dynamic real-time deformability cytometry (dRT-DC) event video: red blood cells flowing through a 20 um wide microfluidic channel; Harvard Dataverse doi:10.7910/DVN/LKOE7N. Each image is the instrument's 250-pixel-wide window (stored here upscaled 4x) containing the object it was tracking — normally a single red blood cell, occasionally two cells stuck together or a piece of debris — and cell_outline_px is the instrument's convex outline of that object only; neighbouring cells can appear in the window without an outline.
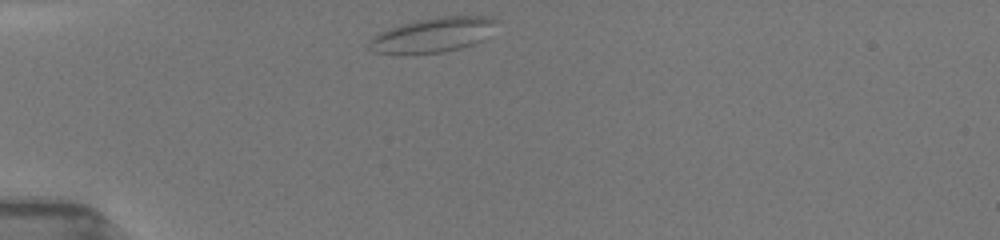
{"species": "common noctule bat (a hibernating species)", "species_latin": "Nyctalus noctula", "temperature_condition": "room temperature", "stored_images_in_passage": 24, "camera_frame_rate_fps": 3000, "um_per_image_px": 0.085, "animal": {"sex": "female", "body_mass_g": 19.5, "forearm_length_mm": 54.1}, "frame": {"image": 1, "passage_image": 1, "time_ms": 0.0, "image_size_px": [1000, 240], "cell_outline_px": [[500, 20], [484, 40], [476, 44], [460, 48], [440, 52], [404, 56], [400, 56], [376, 52], [368, 48], [368, 40], [392, 28], [404, 24], [420, 20], [440, 16], [488, 16]], "centroid_in_image_um": [36.84, 3.0], "position_along_channel_um": 48.2, "area_um2": 25.95}}
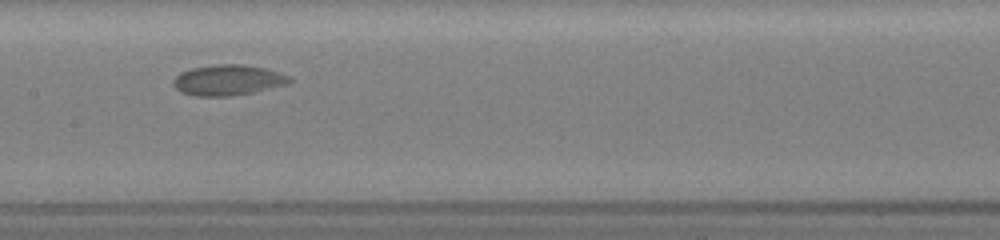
{"frame": {"image": 2, "passage_image": 11, "time_ms": 4.333, "image_size_px": [1000, 240], "cell_outline_px": [[292, 80], [288, 84], [252, 92], [228, 96], [196, 96], [180, 92], [172, 84], [172, 80], [180, 72], [192, 68], [212, 64], [244, 64], [264, 68], [292, 76]], "centroid_in_image_um": [19.36, 6.8], "position_along_channel_um": 188.0, "area_um2": 20.81}}
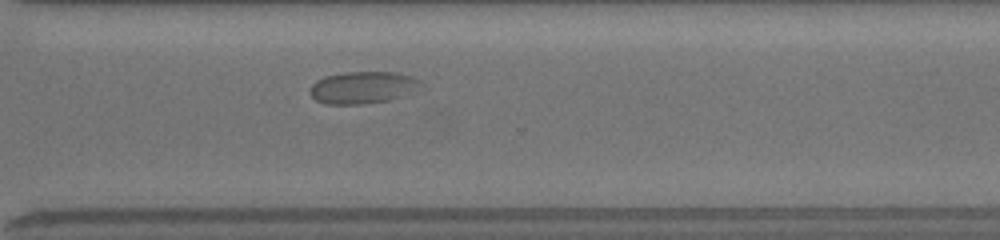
{"frame": {"image": 3, "passage_image": 23, "time_ms": 8.333, "image_size_px": [1000, 240], "cell_outline_px": [[428, 88], [388, 100], [360, 104], [328, 104], [316, 100], [308, 92], [308, 88], [316, 80], [328, 76], [344, 72], [396, 72], [412, 76], [420, 80]], "centroid_in_image_um": [30.92, 7.43], "position_along_channel_um": 339.7, "area_um2": 21.1}}